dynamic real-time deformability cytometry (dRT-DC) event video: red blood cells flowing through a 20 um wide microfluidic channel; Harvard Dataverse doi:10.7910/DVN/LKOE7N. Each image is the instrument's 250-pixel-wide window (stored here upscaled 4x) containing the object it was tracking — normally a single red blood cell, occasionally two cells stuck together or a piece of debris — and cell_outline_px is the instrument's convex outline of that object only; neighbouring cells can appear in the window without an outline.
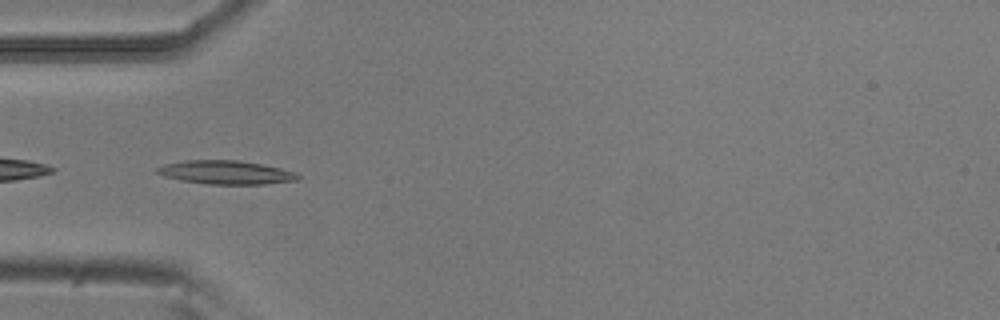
{"species": "common noctule bat (a hibernating species)", "species_latin": "Nyctalus noctula", "temperature_condition": "room temperature", "stored_images_in_passage": 43, "camera_frame_rate_fps": 3000, "um_per_image_px": 0.085, "animal": {"sex": "male", "body_mass_g": 20.5, "forearm_length_mm": 52.5}, "frame": {"image": 1, "passage_image": 6, "time_ms": 1.667, "image_size_px": [1000, 320], "cell_outline_px": [[300, 176], [296, 180], [264, 184], [208, 184], [180, 180], [164, 176], [156, 172], [156, 168], [164, 164], [184, 160], [236, 160], [260, 164], [280, 168], [296, 172]], "centroid_in_image_um": [19.17, 14.65], "position_along_channel_um": 65.8, "area_um2": 19.25}}
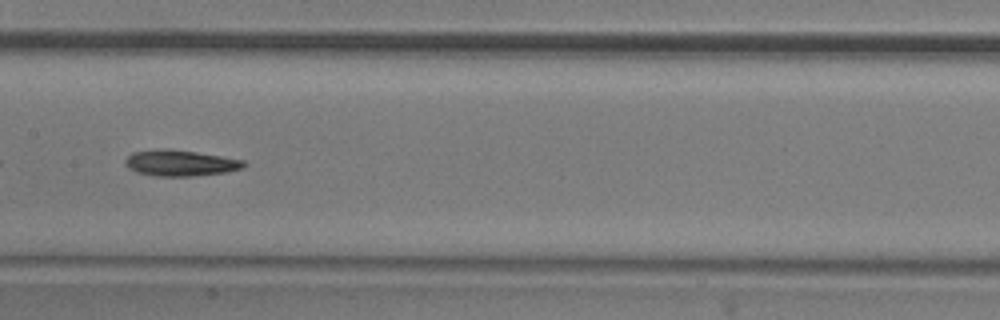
{"frame": {"image": 2, "passage_image": 16, "time_ms": 5.0, "image_size_px": [1000, 320], "cell_outline_px": [[248, 164], [244, 168], [224, 172], [192, 176], [156, 176], [136, 172], [128, 168], [124, 164], [124, 160], [132, 152], [168, 148], [196, 152], [244, 160]], "centroid_in_image_um": [15.31, 13.85], "position_along_channel_um": 192.1, "area_um2": 17.98}}
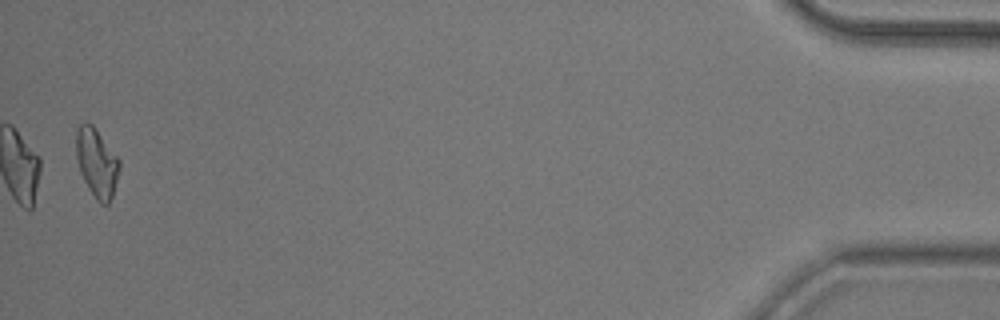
{"frame": {"image": 3, "passage_image": 42, "time_ms": 13.667, "image_size_px": [1000, 320], "cell_outline_px": [[120, 168], [112, 196], [108, 204], [100, 204], [96, 200], [88, 188], [80, 172], [76, 156], [76, 128], [84, 120], [92, 124], [120, 160]], "centroid_in_image_um": [8.21, 13.82], "position_along_channel_um": 427.0, "area_um2": 17.34}, "authors_computed_cell_mechanics": {"area_um2": 17.2822, "velocity_mm_per_s": 3.7679, "shape_relaxation_time_tau1_ms": 7.2947, "shape_relaxation_time_tau2_ms": 4.2093, "deformation_change_tau1": 0.1748, "deformation_change_tau2": 0.1143}}